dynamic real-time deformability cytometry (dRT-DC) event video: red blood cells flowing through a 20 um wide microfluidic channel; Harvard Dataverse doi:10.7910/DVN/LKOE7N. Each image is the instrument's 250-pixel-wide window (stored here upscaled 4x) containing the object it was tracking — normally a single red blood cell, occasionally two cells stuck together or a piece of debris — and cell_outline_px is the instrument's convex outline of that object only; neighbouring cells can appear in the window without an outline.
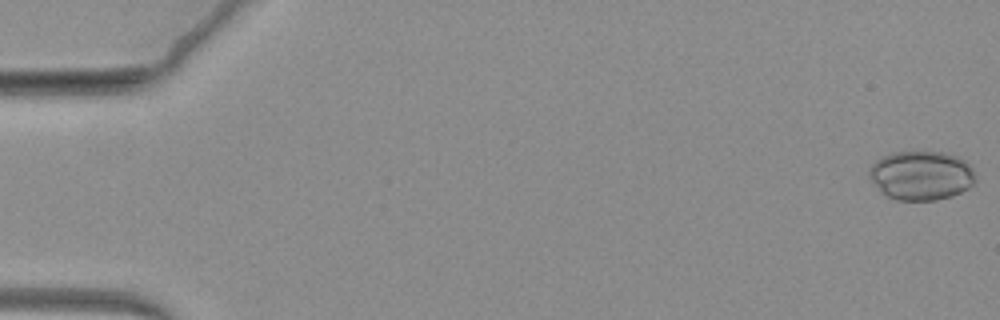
{"species": "common noctule bat (a hibernating species)", "species_latin": "Nyctalus noctula", "temperature_condition": "warm", "stored_images_in_passage": 67, "camera_frame_rate_fps": 3000, "um_per_image_px": 0.085, "animal": {"sex": "female", "body_mass_g": 19.3, "forearm_length_mm": 54.1}, "frame": {"image": 1, "passage_image": 1, "time_ms": 0.0, "image_size_px": [1000, 320], "cell_outline_px": [[976, 180], [968, 188], [952, 196], [936, 200], [896, 200], [884, 196], [880, 192], [868, 176], [868, 168], [876, 160], [892, 152], [944, 152], [960, 156], [972, 168], [976, 176]], "centroid_in_image_um": [78.28, 14.92], "position_along_channel_um": 6.7, "area_um2": 30.81}}
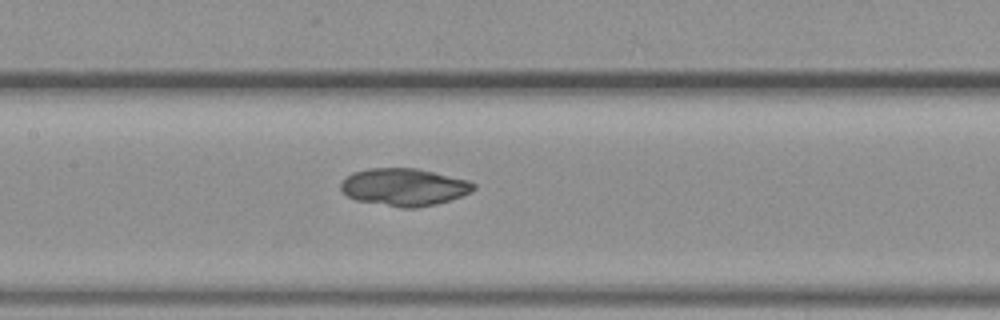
{"frame": {"image": 2, "passage_image": 33, "time_ms": 10.667, "image_size_px": [1000, 320], "cell_outline_px": [[476, 188], [472, 192], [436, 204], [416, 208], [400, 208], [356, 200], [348, 196], [340, 188], [340, 184], [352, 172], [368, 168], [416, 168], [468, 180], [476, 184]], "centroid_in_image_um": [34.35, 15.9], "position_along_channel_um": 173.0, "area_um2": 28.96}}
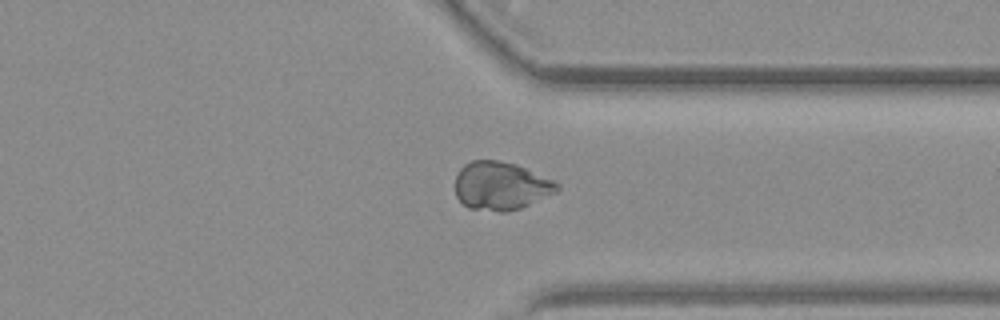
{"frame": {"image": 3, "passage_image": 52, "time_ms": 17.0, "image_size_px": [1000, 320], "cell_outline_px": [[560, 188], [556, 192], [520, 208], [508, 212], [500, 212], [468, 208], [456, 196], [456, 176], [460, 168], [464, 164], [472, 160], [500, 160], [516, 164], [556, 180], [560, 184]], "centroid_in_image_um": [42.59, 15.79], "position_along_channel_um": 368.8, "area_um2": 28.84}}